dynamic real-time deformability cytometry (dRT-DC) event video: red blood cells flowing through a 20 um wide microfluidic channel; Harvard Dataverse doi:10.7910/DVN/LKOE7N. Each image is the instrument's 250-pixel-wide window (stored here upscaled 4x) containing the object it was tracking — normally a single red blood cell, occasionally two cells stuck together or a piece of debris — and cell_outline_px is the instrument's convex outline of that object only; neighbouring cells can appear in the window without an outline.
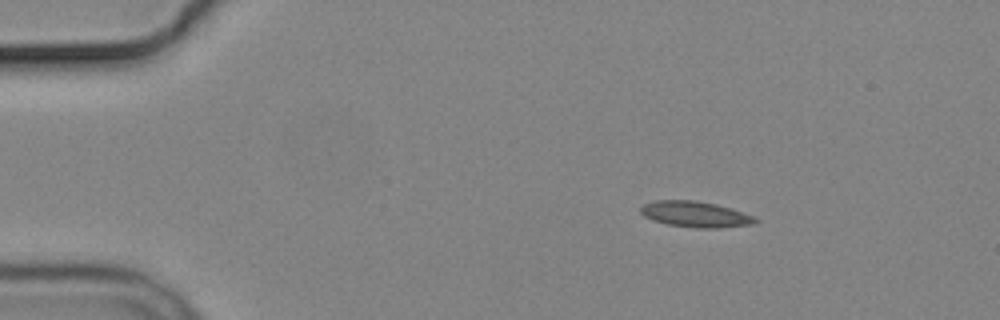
{"species": "common noctule bat (a hibernating species)", "species_latin": "Nyctalus noctula", "temperature_condition": "cold", "stored_images_in_passage": 5, "camera_frame_rate_fps": 3000, "um_per_image_px": 0.085, "animal": {"sex": "male", "body_mass_g": 19.2, "forearm_length_mm": 51.8}, "frame": {"image": 1, "passage_image": 2, "time_ms": 1.333, "image_size_px": [1000, 320], "cell_outline_px": [[760, 220], [752, 224], [720, 228], [696, 228], [668, 224], [652, 220], [644, 216], [640, 212], [640, 208], [644, 204], [656, 200], [696, 200], [716, 204], [732, 208], [752, 216]], "centroid_in_image_um": [59.1, 18.21], "position_along_channel_um": 25.9, "area_um2": 17.28}}
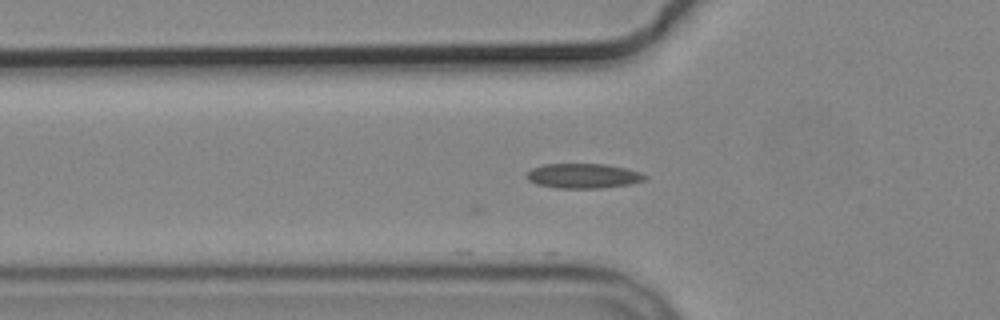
{"frame": {"image": 2, "passage_image": 5, "time_ms": 4.667, "image_size_px": [1000, 320], "cell_outline_px": [[648, 176], [644, 180], [632, 184], [600, 188], [556, 188], [536, 184], [528, 180], [524, 176], [532, 168], [544, 164], [604, 164], [624, 168], [640, 172]], "centroid_in_image_um": [49.55, 14.95], "position_along_channel_um": 76.2, "area_um2": 17.11}}